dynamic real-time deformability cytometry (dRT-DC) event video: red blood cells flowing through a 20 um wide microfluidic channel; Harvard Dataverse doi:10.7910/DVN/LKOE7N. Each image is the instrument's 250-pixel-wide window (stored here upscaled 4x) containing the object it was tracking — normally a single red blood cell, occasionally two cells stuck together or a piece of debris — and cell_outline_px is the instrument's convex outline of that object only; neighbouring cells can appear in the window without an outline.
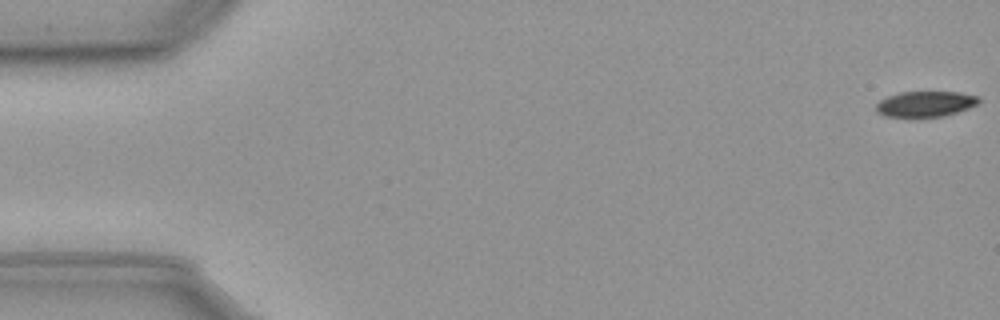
{"species": "common noctule bat (a hibernating species)", "species_latin": "Nyctalus noctula", "temperature_condition": "cold", "stored_images_in_passage": 13, "camera_frame_rate_fps": 3000, "um_per_image_px": 0.085, "animal": {"sex": "male", "body_mass_g": 23.1, "forearm_length_mm": 52.7}, "frame": {"image": 1, "passage_image": 1, "time_ms": 0.0, "image_size_px": [1000, 320], "cell_outline_px": [[980, 100], [976, 104], [968, 108], [944, 116], [884, 116], [876, 112], [876, 104], [880, 100], [888, 96], [900, 92], [960, 92], [976, 96]], "centroid_in_image_um": [78.63, 8.82], "position_along_channel_um": 6.4, "area_um2": 15.03}}